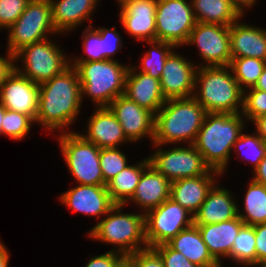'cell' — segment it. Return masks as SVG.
Listing matches in <instances>:
<instances>
[{"label": "cell", "instance_id": "cell-1", "mask_svg": "<svg viewBox=\"0 0 266 267\" xmlns=\"http://www.w3.org/2000/svg\"><path fill=\"white\" fill-rule=\"evenodd\" d=\"M82 105L81 84L73 66L39 85L38 113L35 123L46 130H60L73 124ZM62 129V130H61Z\"/></svg>", "mask_w": 266, "mask_h": 267}, {"label": "cell", "instance_id": "cell-2", "mask_svg": "<svg viewBox=\"0 0 266 267\" xmlns=\"http://www.w3.org/2000/svg\"><path fill=\"white\" fill-rule=\"evenodd\" d=\"M245 121L242 113H206L193 145L211 169L224 174Z\"/></svg>", "mask_w": 266, "mask_h": 267}, {"label": "cell", "instance_id": "cell-3", "mask_svg": "<svg viewBox=\"0 0 266 267\" xmlns=\"http://www.w3.org/2000/svg\"><path fill=\"white\" fill-rule=\"evenodd\" d=\"M206 113L193 96L167 99L155 114L154 146L194 144Z\"/></svg>", "mask_w": 266, "mask_h": 267}, {"label": "cell", "instance_id": "cell-4", "mask_svg": "<svg viewBox=\"0 0 266 267\" xmlns=\"http://www.w3.org/2000/svg\"><path fill=\"white\" fill-rule=\"evenodd\" d=\"M193 97L207 113L235 114L243 109V90L229 65L198 67Z\"/></svg>", "mask_w": 266, "mask_h": 267}, {"label": "cell", "instance_id": "cell-5", "mask_svg": "<svg viewBox=\"0 0 266 267\" xmlns=\"http://www.w3.org/2000/svg\"><path fill=\"white\" fill-rule=\"evenodd\" d=\"M78 74L81 99L90 97L97 107H108L118 96L124 95L125 81L131 65L115 60L70 63Z\"/></svg>", "mask_w": 266, "mask_h": 267}, {"label": "cell", "instance_id": "cell-6", "mask_svg": "<svg viewBox=\"0 0 266 267\" xmlns=\"http://www.w3.org/2000/svg\"><path fill=\"white\" fill-rule=\"evenodd\" d=\"M125 205L116 204L91 230L94 240L116 246L113 251L130 255L148 248L145 240L144 213H122ZM143 245V246H142Z\"/></svg>", "mask_w": 266, "mask_h": 267}, {"label": "cell", "instance_id": "cell-7", "mask_svg": "<svg viewBox=\"0 0 266 267\" xmlns=\"http://www.w3.org/2000/svg\"><path fill=\"white\" fill-rule=\"evenodd\" d=\"M58 142L69 173L77 184L106 186L100 167L99 147L72 130L60 133Z\"/></svg>", "mask_w": 266, "mask_h": 267}, {"label": "cell", "instance_id": "cell-8", "mask_svg": "<svg viewBox=\"0 0 266 267\" xmlns=\"http://www.w3.org/2000/svg\"><path fill=\"white\" fill-rule=\"evenodd\" d=\"M19 60L24 68L16 64ZM69 66L70 60L64 51L48 38L24 46L14 54V69L38 85L61 74Z\"/></svg>", "mask_w": 266, "mask_h": 267}, {"label": "cell", "instance_id": "cell-9", "mask_svg": "<svg viewBox=\"0 0 266 267\" xmlns=\"http://www.w3.org/2000/svg\"><path fill=\"white\" fill-rule=\"evenodd\" d=\"M7 30V51L13 55L24 46L58 34L52 21L50 0H30L22 15Z\"/></svg>", "mask_w": 266, "mask_h": 267}, {"label": "cell", "instance_id": "cell-10", "mask_svg": "<svg viewBox=\"0 0 266 267\" xmlns=\"http://www.w3.org/2000/svg\"><path fill=\"white\" fill-rule=\"evenodd\" d=\"M145 240L149 248L167 243L194 224V216L179 203L168 198L144 214Z\"/></svg>", "mask_w": 266, "mask_h": 267}, {"label": "cell", "instance_id": "cell-11", "mask_svg": "<svg viewBox=\"0 0 266 267\" xmlns=\"http://www.w3.org/2000/svg\"><path fill=\"white\" fill-rule=\"evenodd\" d=\"M156 40L185 45L196 24L191 1L157 0Z\"/></svg>", "mask_w": 266, "mask_h": 267}, {"label": "cell", "instance_id": "cell-12", "mask_svg": "<svg viewBox=\"0 0 266 267\" xmlns=\"http://www.w3.org/2000/svg\"><path fill=\"white\" fill-rule=\"evenodd\" d=\"M157 149L153 155L148 156L150 166L170 182L205 175L211 169L193 144L168 150Z\"/></svg>", "mask_w": 266, "mask_h": 267}, {"label": "cell", "instance_id": "cell-13", "mask_svg": "<svg viewBox=\"0 0 266 267\" xmlns=\"http://www.w3.org/2000/svg\"><path fill=\"white\" fill-rule=\"evenodd\" d=\"M185 45H197L204 60L200 66H227L231 62L230 26L196 22Z\"/></svg>", "mask_w": 266, "mask_h": 267}, {"label": "cell", "instance_id": "cell-14", "mask_svg": "<svg viewBox=\"0 0 266 267\" xmlns=\"http://www.w3.org/2000/svg\"><path fill=\"white\" fill-rule=\"evenodd\" d=\"M39 85L15 69L0 86V103L7 109L29 116L34 122L38 113Z\"/></svg>", "mask_w": 266, "mask_h": 267}, {"label": "cell", "instance_id": "cell-15", "mask_svg": "<svg viewBox=\"0 0 266 267\" xmlns=\"http://www.w3.org/2000/svg\"><path fill=\"white\" fill-rule=\"evenodd\" d=\"M198 66L174 50L167 57L160 77L164 98H187L194 94Z\"/></svg>", "mask_w": 266, "mask_h": 267}, {"label": "cell", "instance_id": "cell-16", "mask_svg": "<svg viewBox=\"0 0 266 267\" xmlns=\"http://www.w3.org/2000/svg\"><path fill=\"white\" fill-rule=\"evenodd\" d=\"M108 107L115 114L126 138L131 143L138 142L146 136L153 141L154 113L124 95L118 96Z\"/></svg>", "mask_w": 266, "mask_h": 267}, {"label": "cell", "instance_id": "cell-17", "mask_svg": "<svg viewBox=\"0 0 266 267\" xmlns=\"http://www.w3.org/2000/svg\"><path fill=\"white\" fill-rule=\"evenodd\" d=\"M60 202L73 210L89 216H105L116 204L106 186L82 185L63 192Z\"/></svg>", "mask_w": 266, "mask_h": 267}, {"label": "cell", "instance_id": "cell-18", "mask_svg": "<svg viewBox=\"0 0 266 267\" xmlns=\"http://www.w3.org/2000/svg\"><path fill=\"white\" fill-rule=\"evenodd\" d=\"M157 0H135L121 7L119 14L125 31L143 42L156 40Z\"/></svg>", "mask_w": 266, "mask_h": 267}, {"label": "cell", "instance_id": "cell-19", "mask_svg": "<svg viewBox=\"0 0 266 267\" xmlns=\"http://www.w3.org/2000/svg\"><path fill=\"white\" fill-rule=\"evenodd\" d=\"M220 175L219 171L210 169L205 175L175 180L171 182L170 198L194 216L216 184L214 176Z\"/></svg>", "mask_w": 266, "mask_h": 267}, {"label": "cell", "instance_id": "cell-20", "mask_svg": "<svg viewBox=\"0 0 266 267\" xmlns=\"http://www.w3.org/2000/svg\"><path fill=\"white\" fill-rule=\"evenodd\" d=\"M88 120L87 132L81 135L97 147L110 148L118 147L121 143H130L109 107H97Z\"/></svg>", "mask_w": 266, "mask_h": 267}, {"label": "cell", "instance_id": "cell-21", "mask_svg": "<svg viewBox=\"0 0 266 267\" xmlns=\"http://www.w3.org/2000/svg\"><path fill=\"white\" fill-rule=\"evenodd\" d=\"M129 67L125 81L124 96L156 114L165 104L160 80Z\"/></svg>", "mask_w": 266, "mask_h": 267}, {"label": "cell", "instance_id": "cell-22", "mask_svg": "<svg viewBox=\"0 0 266 267\" xmlns=\"http://www.w3.org/2000/svg\"><path fill=\"white\" fill-rule=\"evenodd\" d=\"M230 25L231 59L253 57L266 61V29L241 23Z\"/></svg>", "mask_w": 266, "mask_h": 267}, {"label": "cell", "instance_id": "cell-23", "mask_svg": "<svg viewBox=\"0 0 266 267\" xmlns=\"http://www.w3.org/2000/svg\"><path fill=\"white\" fill-rule=\"evenodd\" d=\"M198 227L209 253L218 262L229 258L233 243L244 222L237 215L228 221L216 224H194Z\"/></svg>", "mask_w": 266, "mask_h": 267}, {"label": "cell", "instance_id": "cell-24", "mask_svg": "<svg viewBox=\"0 0 266 267\" xmlns=\"http://www.w3.org/2000/svg\"><path fill=\"white\" fill-rule=\"evenodd\" d=\"M170 187L171 182L149 165L143 171L136 191L127 203H136L143 210L140 213L145 214L170 198Z\"/></svg>", "mask_w": 266, "mask_h": 267}, {"label": "cell", "instance_id": "cell-25", "mask_svg": "<svg viewBox=\"0 0 266 267\" xmlns=\"http://www.w3.org/2000/svg\"><path fill=\"white\" fill-rule=\"evenodd\" d=\"M231 195L229 190L215 184L194 215V224H216L235 218L238 204Z\"/></svg>", "mask_w": 266, "mask_h": 267}, {"label": "cell", "instance_id": "cell-26", "mask_svg": "<svg viewBox=\"0 0 266 267\" xmlns=\"http://www.w3.org/2000/svg\"><path fill=\"white\" fill-rule=\"evenodd\" d=\"M99 0H50L52 21L58 33L68 32L91 18Z\"/></svg>", "mask_w": 266, "mask_h": 267}, {"label": "cell", "instance_id": "cell-27", "mask_svg": "<svg viewBox=\"0 0 266 267\" xmlns=\"http://www.w3.org/2000/svg\"><path fill=\"white\" fill-rule=\"evenodd\" d=\"M167 244L200 267H212L218 263L209 253L198 227L194 224L178 233Z\"/></svg>", "mask_w": 266, "mask_h": 267}, {"label": "cell", "instance_id": "cell-28", "mask_svg": "<svg viewBox=\"0 0 266 267\" xmlns=\"http://www.w3.org/2000/svg\"><path fill=\"white\" fill-rule=\"evenodd\" d=\"M196 22L230 26L245 15L232 0H191Z\"/></svg>", "mask_w": 266, "mask_h": 267}, {"label": "cell", "instance_id": "cell-29", "mask_svg": "<svg viewBox=\"0 0 266 267\" xmlns=\"http://www.w3.org/2000/svg\"><path fill=\"white\" fill-rule=\"evenodd\" d=\"M150 165L148 157L136 165H129L106 184L112 201L125 205L132 198L143 171Z\"/></svg>", "mask_w": 266, "mask_h": 267}, {"label": "cell", "instance_id": "cell-30", "mask_svg": "<svg viewBox=\"0 0 266 267\" xmlns=\"http://www.w3.org/2000/svg\"><path fill=\"white\" fill-rule=\"evenodd\" d=\"M244 212L237 207L239 218L246 225L266 223V186L253 180L248 185L244 197Z\"/></svg>", "mask_w": 266, "mask_h": 267}, {"label": "cell", "instance_id": "cell-31", "mask_svg": "<svg viewBox=\"0 0 266 267\" xmlns=\"http://www.w3.org/2000/svg\"><path fill=\"white\" fill-rule=\"evenodd\" d=\"M254 226L244 224L234 240L229 259L241 266H256Z\"/></svg>", "mask_w": 266, "mask_h": 267}, {"label": "cell", "instance_id": "cell-32", "mask_svg": "<svg viewBox=\"0 0 266 267\" xmlns=\"http://www.w3.org/2000/svg\"><path fill=\"white\" fill-rule=\"evenodd\" d=\"M240 88L254 87L266 67V61L253 57L233 58L229 64Z\"/></svg>", "mask_w": 266, "mask_h": 267}, {"label": "cell", "instance_id": "cell-33", "mask_svg": "<svg viewBox=\"0 0 266 267\" xmlns=\"http://www.w3.org/2000/svg\"><path fill=\"white\" fill-rule=\"evenodd\" d=\"M147 43L151 45L152 49L150 48V51H147L142 57L139 72L160 80L167 57L177 47L172 43L160 40L147 41Z\"/></svg>", "mask_w": 266, "mask_h": 267}, {"label": "cell", "instance_id": "cell-34", "mask_svg": "<svg viewBox=\"0 0 266 267\" xmlns=\"http://www.w3.org/2000/svg\"><path fill=\"white\" fill-rule=\"evenodd\" d=\"M2 119L1 135L19 141L28 135L35 123L29 116L12 110H6Z\"/></svg>", "mask_w": 266, "mask_h": 267}, {"label": "cell", "instance_id": "cell-35", "mask_svg": "<svg viewBox=\"0 0 266 267\" xmlns=\"http://www.w3.org/2000/svg\"><path fill=\"white\" fill-rule=\"evenodd\" d=\"M252 134L253 135H249L242 132L241 136L234 143L233 149H235V151L238 150V154V152L241 151L240 149L243 150L244 148L243 153L239 156H243L248 162L250 161L253 163L252 166L255 170L260 161L266 155V143L258 136L257 132H253Z\"/></svg>", "mask_w": 266, "mask_h": 267}, {"label": "cell", "instance_id": "cell-36", "mask_svg": "<svg viewBox=\"0 0 266 267\" xmlns=\"http://www.w3.org/2000/svg\"><path fill=\"white\" fill-rule=\"evenodd\" d=\"M118 148H100V167L106 183L129 166L126 155Z\"/></svg>", "mask_w": 266, "mask_h": 267}, {"label": "cell", "instance_id": "cell-37", "mask_svg": "<svg viewBox=\"0 0 266 267\" xmlns=\"http://www.w3.org/2000/svg\"><path fill=\"white\" fill-rule=\"evenodd\" d=\"M85 30H83L82 38L83 44L82 48L84 50V54L86 53L87 57H75L70 58V63L72 62H91V61H102L103 60V52H102V37L100 34L94 30L93 25L89 24L85 26Z\"/></svg>", "mask_w": 266, "mask_h": 267}, {"label": "cell", "instance_id": "cell-38", "mask_svg": "<svg viewBox=\"0 0 266 267\" xmlns=\"http://www.w3.org/2000/svg\"><path fill=\"white\" fill-rule=\"evenodd\" d=\"M241 113L250 122L266 114V91L254 87L245 89L243 91V109Z\"/></svg>", "mask_w": 266, "mask_h": 267}, {"label": "cell", "instance_id": "cell-39", "mask_svg": "<svg viewBox=\"0 0 266 267\" xmlns=\"http://www.w3.org/2000/svg\"><path fill=\"white\" fill-rule=\"evenodd\" d=\"M29 1L0 0V31L1 29H9L18 20Z\"/></svg>", "mask_w": 266, "mask_h": 267}, {"label": "cell", "instance_id": "cell-40", "mask_svg": "<svg viewBox=\"0 0 266 267\" xmlns=\"http://www.w3.org/2000/svg\"><path fill=\"white\" fill-rule=\"evenodd\" d=\"M95 30L102 37L103 60H114L113 55L122 48V36L116 31L115 26L111 29L101 27Z\"/></svg>", "mask_w": 266, "mask_h": 267}, {"label": "cell", "instance_id": "cell-41", "mask_svg": "<svg viewBox=\"0 0 266 267\" xmlns=\"http://www.w3.org/2000/svg\"><path fill=\"white\" fill-rule=\"evenodd\" d=\"M153 249L160 255L164 267H200L191 263L183 254L172 249L167 243L154 246Z\"/></svg>", "mask_w": 266, "mask_h": 267}, {"label": "cell", "instance_id": "cell-42", "mask_svg": "<svg viewBox=\"0 0 266 267\" xmlns=\"http://www.w3.org/2000/svg\"><path fill=\"white\" fill-rule=\"evenodd\" d=\"M129 256L134 267H164L160 255L153 248L148 247Z\"/></svg>", "mask_w": 266, "mask_h": 267}, {"label": "cell", "instance_id": "cell-43", "mask_svg": "<svg viewBox=\"0 0 266 267\" xmlns=\"http://www.w3.org/2000/svg\"><path fill=\"white\" fill-rule=\"evenodd\" d=\"M256 240V266L266 262V223L254 225Z\"/></svg>", "mask_w": 266, "mask_h": 267}, {"label": "cell", "instance_id": "cell-44", "mask_svg": "<svg viewBox=\"0 0 266 267\" xmlns=\"http://www.w3.org/2000/svg\"><path fill=\"white\" fill-rule=\"evenodd\" d=\"M122 256L123 254L111 250L105 254L92 257L85 267H114Z\"/></svg>", "mask_w": 266, "mask_h": 267}, {"label": "cell", "instance_id": "cell-45", "mask_svg": "<svg viewBox=\"0 0 266 267\" xmlns=\"http://www.w3.org/2000/svg\"><path fill=\"white\" fill-rule=\"evenodd\" d=\"M14 69V55L7 52L6 57L0 56V86L5 81L6 77Z\"/></svg>", "mask_w": 266, "mask_h": 267}, {"label": "cell", "instance_id": "cell-46", "mask_svg": "<svg viewBox=\"0 0 266 267\" xmlns=\"http://www.w3.org/2000/svg\"><path fill=\"white\" fill-rule=\"evenodd\" d=\"M253 174H254V177L252 178L253 181L266 186V155L263 157L258 166L255 168Z\"/></svg>", "mask_w": 266, "mask_h": 267}, {"label": "cell", "instance_id": "cell-47", "mask_svg": "<svg viewBox=\"0 0 266 267\" xmlns=\"http://www.w3.org/2000/svg\"><path fill=\"white\" fill-rule=\"evenodd\" d=\"M252 123L256 126L258 136L266 143V114L256 118Z\"/></svg>", "mask_w": 266, "mask_h": 267}, {"label": "cell", "instance_id": "cell-48", "mask_svg": "<svg viewBox=\"0 0 266 267\" xmlns=\"http://www.w3.org/2000/svg\"><path fill=\"white\" fill-rule=\"evenodd\" d=\"M7 247L4 246L3 242L0 240V267H8V262L10 258V253Z\"/></svg>", "mask_w": 266, "mask_h": 267}, {"label": "cell", "instance_id": "cell-49", "mask_svg": "<svg viewBox=\"0 0 266 267\" xmlns=\"http://www.w3.org/2000/svg\"><path fill=\"white\" fill-rule=\"evenodd\" d=\"M244 13L246 9L255 5L257 0H232ZM247 7V8H246Z\"/></svg>", "mask_w": 266, "mask_h": 267}, {"label": "cell", "instance_id": "cell-50", "mask_svg": "<svg viewBox=\"0 0 266 267\" xmlns=\"http://www.w3.org/2000/svg\"><path fill=\"white\" fill-rule=\"evenodd\" d=\"M114 267H134L129 255H123L114 265Z\"/></svg>", "mask_w": 266, "mask_h": 267}, {"label": "cell", "instance_id": "cell-51", "mask_svg": "<svg viewBox=\"0 0 266 267\" xmlns=\"http://www.w3.org/2000/svg\"><path fill=\"white\" fill-rule=\"evenodd\" d=\"M254 88L261 91H266V67L264 68Z\"/></svg>", "mask_w": 266, "mask_h": 267}, {"label": "cell", "instance_id": "cell-52", "mask_svg": "<svg viewBox=\"0 0 266 267\" xmlns=\"http://www.w3.org/2000/svg\"><path fill=\"white\" fill-rule=\"evenodd\" d=\"M7 109L0 103V135H1V125H2V122H3V116H4V113Z\"/></svg>", "mask_w": 266, "mask_h": 267}, {"label": "cell", "instance_id": "cell-53", "mask_svg": "<svg viewBox=\"0 0 266 267\" xmlns=\"http://www.w3.org/2000/svg\"><path fill=\"white\" fill-rule=\"evenodd\" d=\"M131 1H135V0H117V2H118V4H119L120 8H121L122 6H124L125 4H127L128 2H131Z\"/></svg>", "mask_w": 266, "mask_h": 267}, {"label": "cell", "instance_id": "cell-54", "mask_svg": "<svg viewBox=\"0 0 266 267\" xmlns=\"http://www.w3.org/2000/svg\"><path fill=\"white\" fill-rule=\"evenodd\" d=\"M257 266H259V267H266V262H262V263L258 264Z\"/></svg>", "mask_w": 266, "mask_h": 267}, {"label": "cell", "instance_id": "cell-55", "mask_svg": "<svg viewBox=\"0 0 266 267\" xmlns=\"http://www.w3.org/2000/svg\"><path fill=\"white\" fill-rule=\"evenodd\" d=\"M212 267H222V263H217L216 265L212 266Z\"/></svg>", "mask_w": 266, "mask_h": 267}]
</instances>
